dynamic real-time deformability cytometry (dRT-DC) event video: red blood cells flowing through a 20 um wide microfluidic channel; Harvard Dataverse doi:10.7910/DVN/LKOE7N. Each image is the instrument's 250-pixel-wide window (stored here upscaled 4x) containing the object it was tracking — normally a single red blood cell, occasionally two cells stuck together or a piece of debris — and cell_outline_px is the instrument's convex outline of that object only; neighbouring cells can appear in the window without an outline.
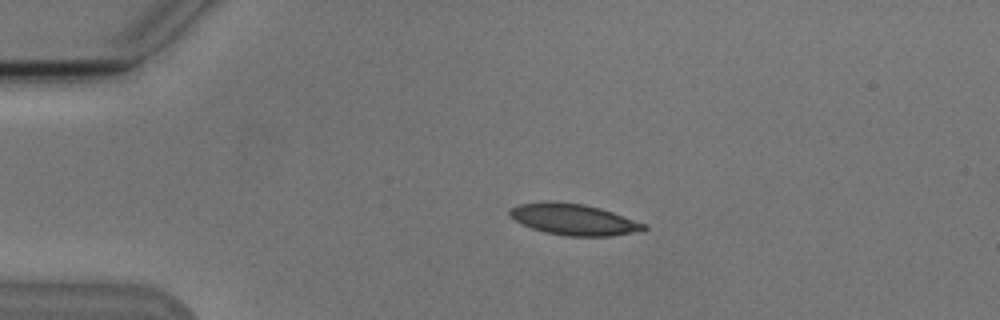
{"species": "Egyptian fruit bat (a non-hibernating species)", "species_latin": "Rousettus aegyptiacus", "temperature_condition": "cold", "stored_images_in_passage": 3, "camera_frame_rate_fps": 3000, "um_per_image_px": 0.085, "animal": {"sex": "male"}, "frame": {"image": 1, "passage_image": 2, "time_ms": 2.0, "image_size_px": [1000, 320], "cell_outline_px": [[648, 228], [640, 232], [608, 236], [564, 236], [544, 232], [532, 228], [508, 216], [508, 212], [516, 204], [544, 200], [556, 200], [584, 204], [600, 208], [648, 224]], "centroid_in_image_um": [48.76, 18.64], "position_along_channel_um": 36.2, "area_um2": 24.85}}